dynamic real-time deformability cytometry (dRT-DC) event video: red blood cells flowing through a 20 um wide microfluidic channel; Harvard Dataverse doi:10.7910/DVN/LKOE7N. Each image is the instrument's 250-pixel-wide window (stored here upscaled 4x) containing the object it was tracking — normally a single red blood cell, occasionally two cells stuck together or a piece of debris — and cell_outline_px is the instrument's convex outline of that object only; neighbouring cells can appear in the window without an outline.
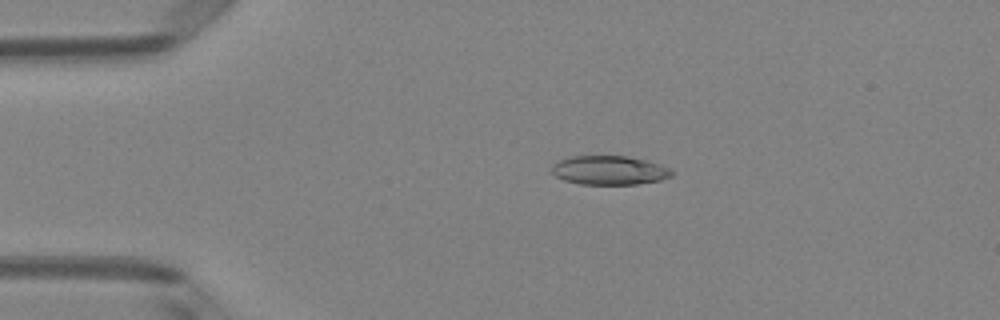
{"species": "Egyptian fruit bat (a non-hibernating species)", "species_latin": "Rousettus aegyptiacus", "temperature_condition": "room temperature", "stored_images_in_passage": 50, "camera_frame_rate_fps": 3000, "um_per_image_px": 0.085, "animal": {"sex": "female"}, "frame": {"image": 1, "passage_image": 10, "time_ms": 3.0, "image_size_px": [1000, 320], "cell_outline_px": [[676, 172], [672, 176], [660, 180], [636, 184], [580, 184], [564, 180], [556, 176], [552, 172], [552, 164], [560, 160], [572, 156], [628, 156], [644, 160], [668, 168]], "centroid_in_image_um": [51.78, 14.48], "position_along_channel_um": 33.2, "area_um2": 20.11}}
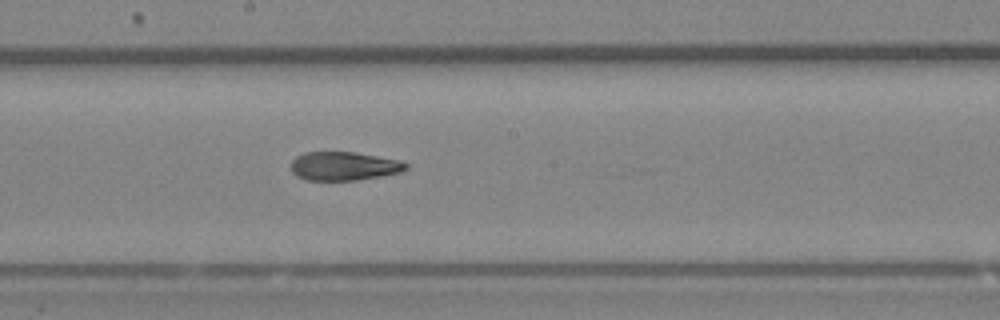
{"frame": {"image": 2, "passage_image": 27, "time_ms": 8.667, "image_size_px": [1000, 320], "cell_outline_px": [[408, 168], [400, 172], [380, 176], [356, 180], [304, 180], [296, 176], [292, 172], [292, 160], [296, 156], [304, 152], [356, 152], [404, 160], [408, 164]], "centroid_in_image_um": [29.26, 14.11], "position_along_channel_um": 218.9, "area_um2": 19.42}}
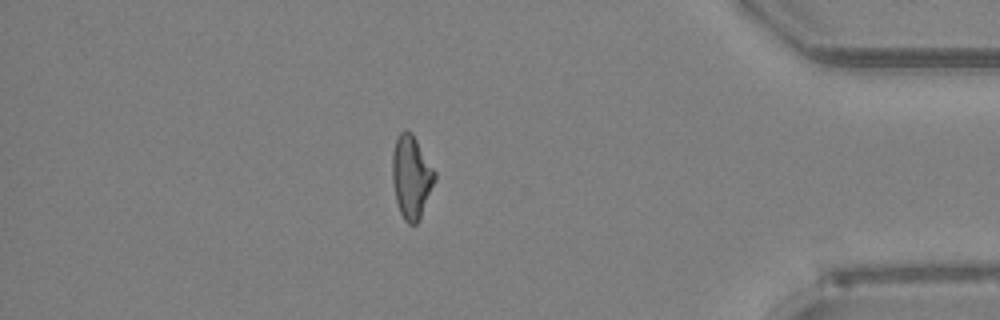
{"frame": {"image": 3, "passage_image": 43, "time_ms": 14.0, "image_size_px": [1000, 320], "cell_outline_px": [[436, 180], [420, 216], [416, 224], [408, 224], [404, 220], [400, 212], [396, 200], [392, 180], [392, 152], [396, 140], [400, 132], [404, 128], [412, 132], [436, 172]], "centroid_in_image_um": [34.96, 15.0], "position_along_channel_um": 400.2, "area_um2": 20.52}, "authors_computed_cell_mechanics": {"area_um2": 20.519, "velocity_mm_per_s": 4.0643, "shape_relaxation_time_tau1_ms": null, "shape_relaxation_time_tau2_ms": 2.9465, "deformation_change_tau1": null, "deformation_change_tau2": 0.108}}